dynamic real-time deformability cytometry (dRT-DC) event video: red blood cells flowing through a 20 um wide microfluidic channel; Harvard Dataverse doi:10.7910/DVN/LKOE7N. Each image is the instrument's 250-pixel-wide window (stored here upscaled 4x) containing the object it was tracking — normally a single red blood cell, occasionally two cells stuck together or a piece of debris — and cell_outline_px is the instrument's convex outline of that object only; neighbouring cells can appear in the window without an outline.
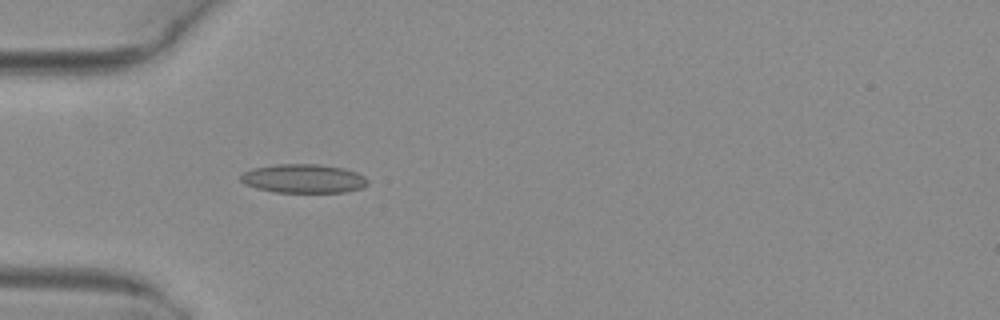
{"species": "common noctule bat (a hibernating species)", "species_latin": "Nyctalus noctula", "temperature_condition": "warm", "stored_images_in_passage": 1, "camera_frame_rate_fps": 3000, "um_per_image_px": 0.085, "animal": {"sex": "female", "body_mass_g": 29.2, "forearm_length_mm": 56.3}, "frame": {"image": 1, "passage_image": 1, "time_ms": 0.0, "image_size_px": [1000, 320], "cell_outline_px": [[368, 184], [364, 188], [344, 192], [276, 192], [256, 188], [244, 184], [240, 180], [240, 176], [244, 172], [252, 168], [276, 164], [320, 164], [344, 168], [356, 172], [364, 176], [368, 180]], "centroid_in_image_um": [25.81, 15.17], "position_along_channel_um": 59.2, "area_um2": 21.5}}